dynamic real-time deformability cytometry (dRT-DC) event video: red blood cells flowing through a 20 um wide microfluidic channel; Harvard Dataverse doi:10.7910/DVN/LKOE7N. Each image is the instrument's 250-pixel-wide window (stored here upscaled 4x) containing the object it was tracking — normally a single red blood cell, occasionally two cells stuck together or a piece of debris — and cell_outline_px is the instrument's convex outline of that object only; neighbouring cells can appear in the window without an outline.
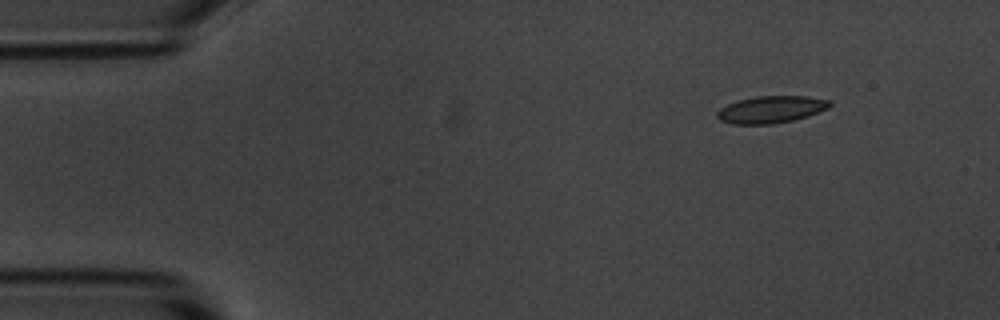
{"species": "common noctule bat (a hibernating species)", "species_latin": "Nyctalus noctula", "temperature_condition": "room temperature", "stored_images_in_passage": 7, "camera_frame_rate_fps": 3000, "um_per_image_px": 0.085, "animal": {"sex": "male", "body_mass_g": 20.1, "forearm_length_mm": 53.5}, "frame": {"image": 1, "passage_image": 2, "time_ms": 1.333, "image_size_px": [1000, 320], "cell_outline_px": [[832, 104], [828, 108], [808, 116], [792, 120], [772, 124], [732, 124], [720, 120], [716, 116], [716, 112], [720, 108], [736, 100], [756, 96], [808, 96], [832, 100]], "centroid_in_image_um": [65.54, 9.3], "position_along_channel_um": 19.5, "area_um2": 17.92}}
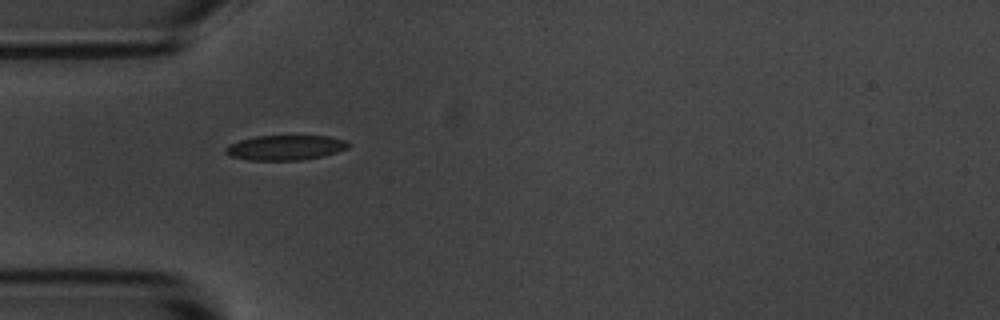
{"frame": {"image": 2, "passage_image": 5, "time_ms": 4.667, "image_size_px": [1000, 320], "cell_outline_px": [[352, 144], [348, 148], [336, 152], [320, 156], [300, 160], [248, 160], [232, 156], [224, 152], [224, 148], [228, 144], [240, 140], [256, 136], [328, 136], [348, 140]], "centroid_in_image_um": [24.26, 12.54], "position_along_channel_um": 60.7, "area_um2": 17.86}}
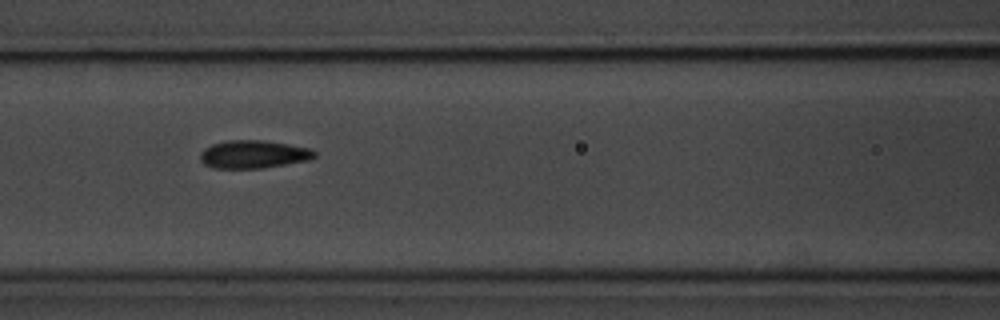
{"frame": {"image": 3, "passage_image": 7, "time_ms": 7.0, "image_size_px": [1000, 320], "cell_outline_px": [[316, 156], [308, 160], [260, 168], [212, 168], [204, 164], [200, 160], [200, 152], [204, 148], [212, 144], [224, 140], [264, 140], [312, 148], [316, 152]], "centroid_in_image_um": [21.52, 13.1], "position_along_channel_um": 145.1, "area_um2": 18.73}}